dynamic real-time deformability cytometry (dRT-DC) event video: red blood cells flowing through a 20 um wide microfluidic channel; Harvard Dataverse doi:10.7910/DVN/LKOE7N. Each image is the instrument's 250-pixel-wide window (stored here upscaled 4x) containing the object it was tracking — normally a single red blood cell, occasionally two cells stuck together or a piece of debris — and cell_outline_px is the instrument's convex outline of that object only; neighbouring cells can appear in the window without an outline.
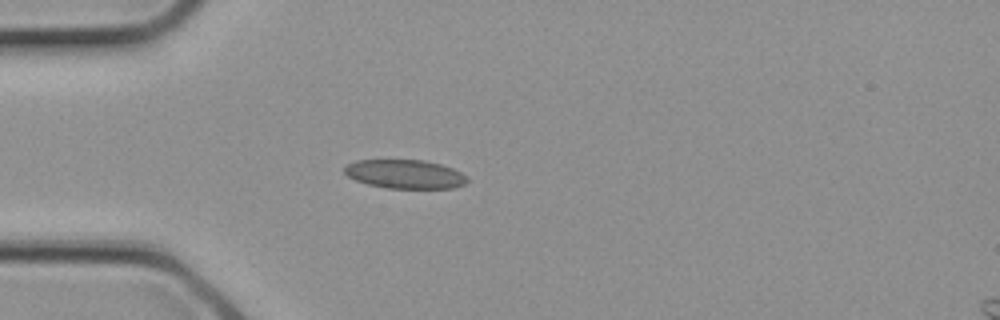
{"species": "common noctule bat (a hibernating species)", "species_latin": "Nyctalus noctula", "temperature_condition": "cold", "stored_images_in_passage": 3, "camera_frame_rate_fps": 3000, "um_per_image_px": 0.085, "animal": {"sex": "female", "body_mass_g": 21.9}, "frame": {"image": 1, "passage_image": 3, "time_ms": 0.667, "image_size_px": [1000, 320], "cell_outline_px": [[468, 180], [464, 184], [456, 188], [388, 188], [368, 184], [356, 180], [348, 176], [344, 172], [344, 168], [348, 164], [356, 160], [424, 160], [440, 164], [452, 168], [468, 176]], "centroid_in_image_um": [34.44, 14.8], "position_along_channel_um": 50.6, "area_um2": 20.58}}